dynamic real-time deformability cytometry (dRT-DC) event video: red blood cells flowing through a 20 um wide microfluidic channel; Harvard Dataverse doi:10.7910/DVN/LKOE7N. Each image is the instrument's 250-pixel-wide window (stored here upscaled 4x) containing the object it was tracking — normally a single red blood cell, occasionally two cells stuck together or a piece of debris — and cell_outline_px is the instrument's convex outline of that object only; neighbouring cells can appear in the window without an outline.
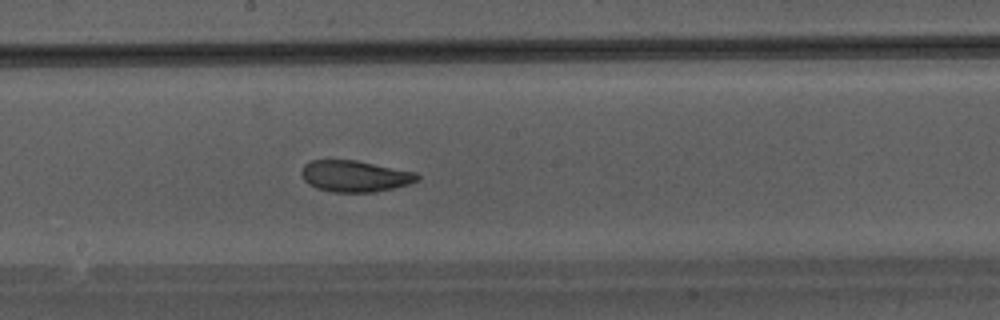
{"species": "Egyptian fruit bat (a non-hibernating species)", "species_latin": "Rousettus aegyptiacus", "temperature_condition": "warm", "stored_images_in_passage": 37, "camera_frame_rate_fps": 3000, "um_per_image_px": 0.085, "animal": {"sex": "male"}, "frame": {"image": 1, "passage_image": 16, "time_ms": 5.0, "image_size_px": [1000, 320], "cell_outline_px": [[420, 180], [408, 184], [392, 188], [372, 192], [332, 192], [316, 188], [308, 184], [304, 180], [300, 172], [304, 164], [312, 160], [356, 160], [416, 172], [420, 176]], "centroid_in_image_um": [30.15, 14.97], "position_along_channel_um": 218.0, "area_um2": 21.21}}